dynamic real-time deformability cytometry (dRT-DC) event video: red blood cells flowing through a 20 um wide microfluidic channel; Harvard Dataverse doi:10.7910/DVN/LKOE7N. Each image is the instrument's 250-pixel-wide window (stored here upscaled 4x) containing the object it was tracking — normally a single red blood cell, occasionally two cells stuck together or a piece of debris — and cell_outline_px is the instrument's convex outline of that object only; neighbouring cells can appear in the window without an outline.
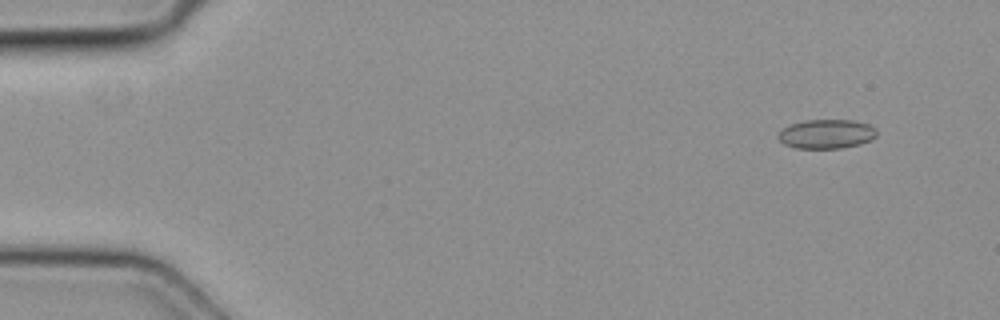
{"species": "common noctule bat (a hibernating species)", "species_latin": "Nyctalus noctula", "temperature_condition": "cold", "stored_images_in_passage": 4, "camera_frame_rate_fps": 3000, "um_per_image_px": 0.085, "animal": {"sex": "female", "body_mass_g": 19.3, "forearm_length_mm": 54.1}, "frame": {"image": 1, "passage_image": 1, "time_ms": 0.0, "image_size_px": [1000, 320], "cell_outline_px": [[876, 136], [872, 140], [860, 144], [840, 148], [796, 148], [784, 144], [776, 136], [784, 128], [792, 124], [804, 120], [856, 120], [868, 124], [876, 128]], "centroid_in_image_um": [70.28, 11.38], "position_along_channel_um": 14.7, "area_um2": 16.76}}
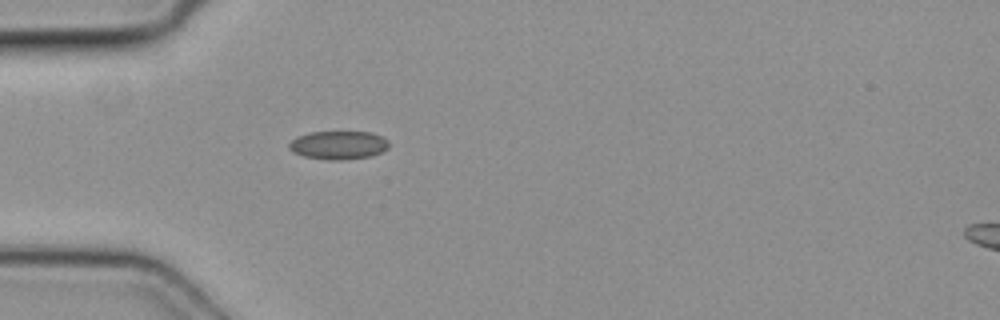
{"frame": {"image": 2, "passage_image": 4, "time_ms": 1.0, "image_size_px": [1000, 320], "cell_outline_px": [[388, 148], [372, 156], [340, 160], [328, 160], [304, 156], [292, 152], [288, 148], [288, 144], [296, 136], [312, 132], [372, 132], [388, 140]], "centroid_in_image_um": [28.74, 12.33], "position_along_channel_um": 56.3, "area_um2": 16.53}}